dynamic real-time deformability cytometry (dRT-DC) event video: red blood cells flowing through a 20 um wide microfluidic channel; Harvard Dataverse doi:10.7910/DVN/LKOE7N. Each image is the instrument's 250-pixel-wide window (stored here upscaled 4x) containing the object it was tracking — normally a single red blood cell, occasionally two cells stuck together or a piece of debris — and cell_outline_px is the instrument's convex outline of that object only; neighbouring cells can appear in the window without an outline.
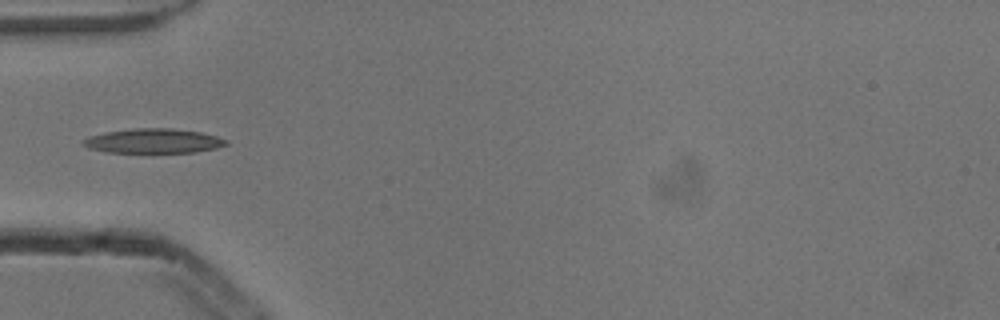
{"species": "common noctule bat (a hibernating species)", "species_latin": "Nyctalus noctula", "temperature_condition": "cold", "stored_images_in_passage": 3, "camera_frame_rate_fps": 3000, "um_per_image_px": 0.085, "animal": {"sex": "male", "body_mass_g": 13.3}, "frame": {"image": 1, "passage_image": 2, "time_ms": 0.333, "image_size_px": [1000, 320], "cell_outline_px": [[228, 144], [216, 148], [196, 152], [104, 152], [88, 148], [84, 144], [84, 140], [88, 136], [104, 132], [132, 128], [172, 128], [200, 132], [216, 136], [228, 140]], "centroid_in_image_um": [13.04, 11.97], "position_along_channel_um": 72.0, "area_um2": 20.4}}
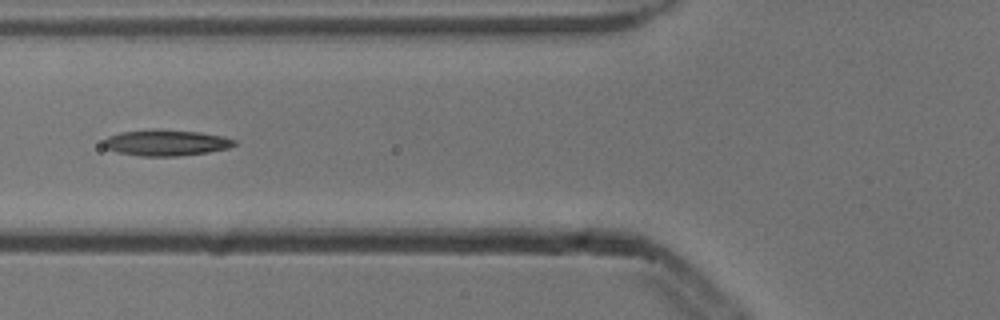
{"frame": {"image": 2, "passage_image": 3, "time_ms": 0.667, "image_size_px": [1000, 320], "cell_outline_px": [[236, 144], [228, 148], [208, 152], [176, 156], [140, 156], [116, 152], [104, 148], [104, 140], [108, 136], [120, 132], [156, 128], [200, 132], [224, 136], [236, 140]], "centroid_in_image_um": [14.1, 12.12], "position_along_channel_um": 111.7, "area_um2": 20.06}}